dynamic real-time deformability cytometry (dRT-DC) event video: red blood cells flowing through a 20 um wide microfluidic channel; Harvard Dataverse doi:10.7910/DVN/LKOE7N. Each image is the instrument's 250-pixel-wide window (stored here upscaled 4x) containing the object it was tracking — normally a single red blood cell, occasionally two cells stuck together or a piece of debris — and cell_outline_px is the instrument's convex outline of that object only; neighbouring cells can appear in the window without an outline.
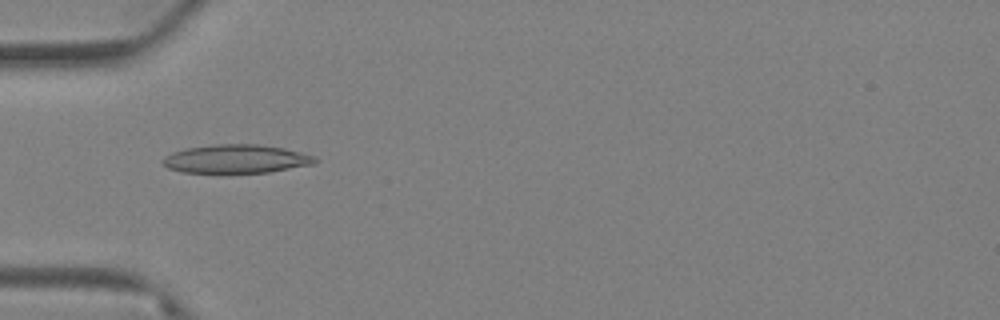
{"species": "Egyptian fruit bat (a non-hibernating species)", "species_latin": "Rousettus aegyptiacus", "temperature_condition": "warm", "stored_images_in_passage": 71, "camera_frame_rate_fps": 3000, "um_per_image_px": 0.085, "animal": {"sex": "female"}, "frame": {"image": 1, "passage_image": 24, "time_ms": 7.667, "image_size_px": [1000, 320], "cell_outline_px": [[320, 160], [312, 164], [268, 172], [184, 172], [168, 168], [160, 164], [160, 160], [164, 156], [172, 152], [188, 148], [216, 144], [256, 144], [284, 148], [316, 156]], "centroid_in_image_um": [20.05, 13.5], "position_along_channel_um": 64.9, "area_um2": 25.2}}
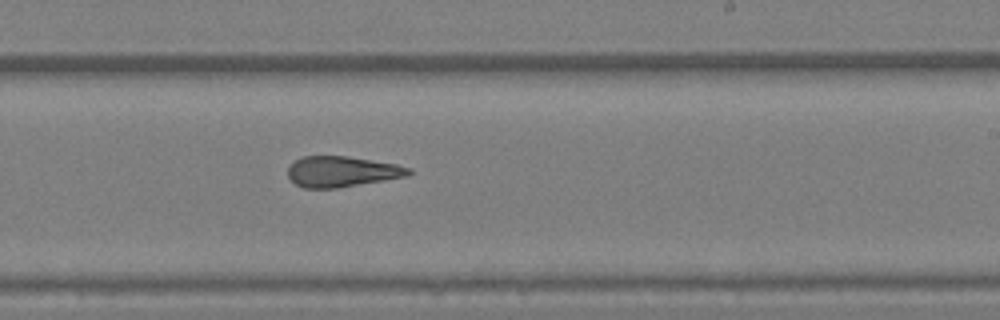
{"frame": {"image": 2, "passage_image": 44, "time_ms": 14.333, "image_size_px": [1000, 320], "cell_outline_px": [[412, 172], [408, 176], [336, 188], [304, 188], [296, 184], [288, 176], [288, 168], [296, 160], [304, 156], [348, 156], [396, 164], [412, 168]], "centroid_in_image_um": [29.08, 14.58], "position_along_channel_um": 259.9, "area_um2": 21.44}}
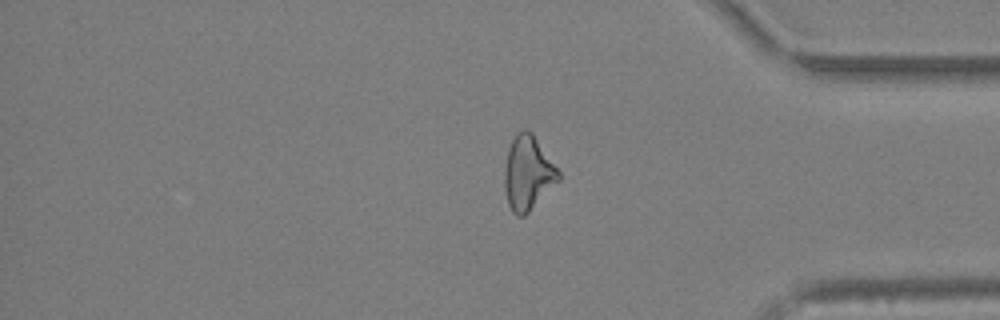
{"frame": {"image": 3, "passage_image": 59, "time_ms": 19.333, "image_size_px": [1000, 320], "cell_outline_px": [[560, 180], [524, 216], [516, 216], [512, 212], [508, 204], [504, 188], [504, 168], [508, 148], [516, 132], [524, 128], [532, 132], [560, 172]], "centroid_in_image_um": [44.85, 14.7], "position_along_channel_um": 390.3, "area_um2": 23.41}, "authors_computed_cell_mechanics": {"area_um2": 23.698, "velocity_mm_per_s": 2.951, "shape_relaxation_time_tau1_ms": null, "shape_relaxation_time_tau2_ms": 3.8891, "deformation_change_tau1": null, "deformation_change_tau2": 0.128}}